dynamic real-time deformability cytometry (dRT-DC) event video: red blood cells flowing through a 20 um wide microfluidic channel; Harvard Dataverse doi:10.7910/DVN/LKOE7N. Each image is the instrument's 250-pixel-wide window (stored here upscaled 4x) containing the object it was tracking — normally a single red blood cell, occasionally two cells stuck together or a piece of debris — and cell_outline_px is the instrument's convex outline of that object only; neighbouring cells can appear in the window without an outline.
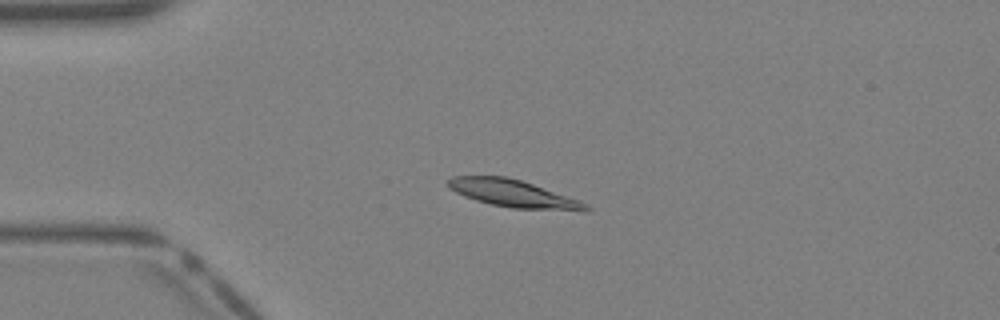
{"species": "Egyptian fruit bat (a non-hibernating species)", "species_latin": "Rousettus aegyptiacus", "temperature_condition": "warm", "stored_images_in_passage": 39, "camera_frame_rate_fps": 3000, "um_per_image_px": 0.085, "animal": {"sex": "female"}, "frame": {"image": 1, "passage_image": 9, "time_ms": 2.667, "image_size_px": [1000, 320], "cell_outline_px": [[592, 208], [584, 212], [512, 208], [492, 204], [476, 200], [464, 196], [448, 188], [444, 180], [452, 176], [504, 176], [520, 180], [532, 184], [576, 200]], "centroid_in_image_um": [43.55, 16.46], "position_along_channel_um": 41.4, "area_um2": 21.79}}
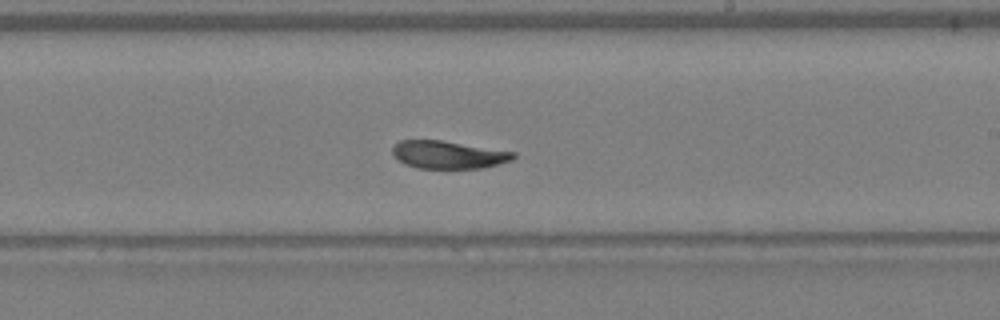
{"frame": {"image": 2, "passage_image": 23, "time_ms": 7.333, "image_size_px": [1000, 320], "cell_outline_px": [[516, 156], [512, 160], [484, 168], [416, 168], [404, 164], [392, 152], [392, 148], [400, 140], [440, 140], [516, 152]], "centroid_in_image_um": [38.12, 13.15], "position_along_channel_um": 250.9, "area_um2": 19.42}}
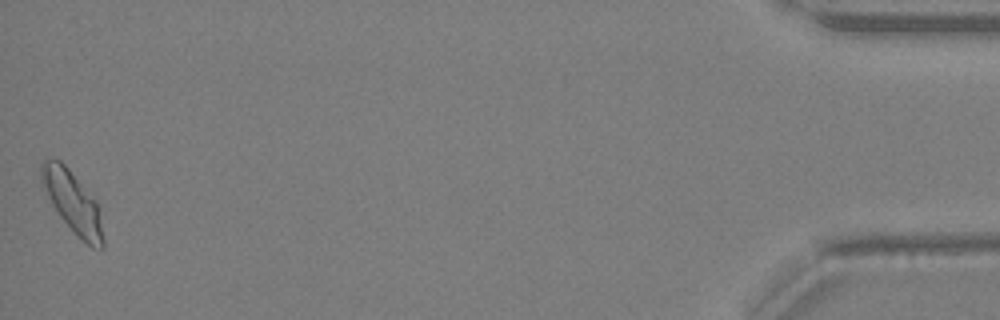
{"frame": {"image": 3, "passage_image": 39, "time_ms": 12.667, "image_size_px": [1000, 320], "cell_outline_px": [[104, 248], [92, 248], [60, 216], [40, 188], [40, 164], [44, 156], [60, 160], [68, 168], [96, 200], [104, 240]], "centroid_in_image_um": [6.09, 17.08], "position_along_channel_um": 429.1, "area_um2": 22.02}}